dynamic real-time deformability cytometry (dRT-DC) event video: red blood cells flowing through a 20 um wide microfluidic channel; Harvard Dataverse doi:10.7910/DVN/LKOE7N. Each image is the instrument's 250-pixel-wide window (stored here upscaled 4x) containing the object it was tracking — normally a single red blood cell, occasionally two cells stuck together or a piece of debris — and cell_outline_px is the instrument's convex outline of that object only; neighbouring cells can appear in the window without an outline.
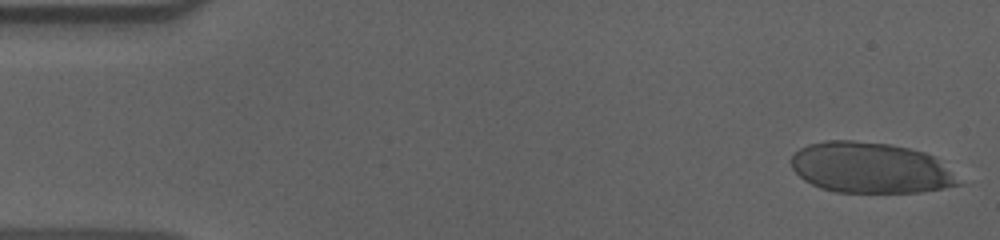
{"species": "human", "species_latin": "Homo sapiens", "temperature_condition": "cold", "stored_images_in_passage": 14, "camera_frame_rate_fps": 3000, "um_per_image_px": 0.085, "donor": {"sex": "male"}, "frame": {"image": 1, "passage_image": 1, "time_ms": 0.0, "image_size_px": [1000, 240], "cell_outline_px": [[968, 184], [924, 192], [836, 192], [820, 188], [804, 180], [792, 168], [792, 156], [800, 148], [808, 144], [828, 140], [852, 140], [892, 144], [924, 152], [932, 156]], "centroid_in_image_um": [74.04, 14.27], "position_along_channel_um": 11.0, "area_um2": 49.77}}